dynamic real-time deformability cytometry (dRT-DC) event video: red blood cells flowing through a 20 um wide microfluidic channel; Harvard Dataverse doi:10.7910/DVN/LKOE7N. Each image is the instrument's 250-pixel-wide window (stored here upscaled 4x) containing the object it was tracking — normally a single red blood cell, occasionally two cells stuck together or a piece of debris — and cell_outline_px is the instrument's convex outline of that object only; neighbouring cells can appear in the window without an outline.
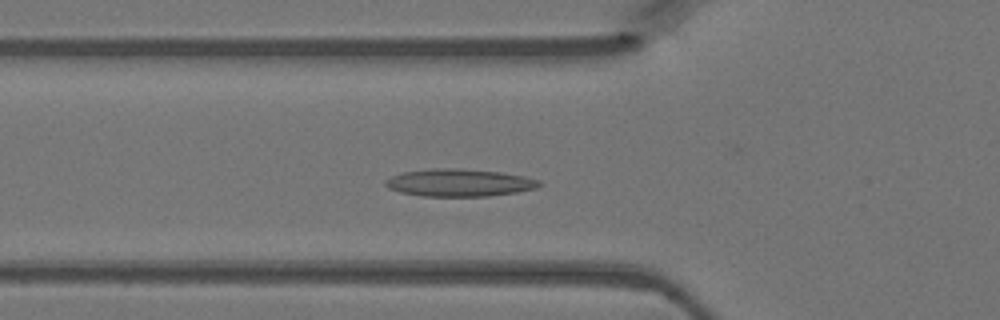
{"species": "Egyptian fruit bat (a non-hibernating species)", "species_latin": "Rousettus aegyptiacus", "temperature_condition": "warm", "stored_images_in_passage": 45, "camera_frame_rate_fps": 3000, "um_per_image_px": 0.085, "animal": {"sex": "female"}, "frame": {"image": 1, "passage_image": 14, "time_ms": 4.333, "image_size_px": [1000, 320], "cell_outline_px": [[544, 184], [536, 188], [516, 192], [488, 196], [420, 196], [400, 192], [388, 188], [384, 184], [384, 180], [392, 176], [404, 172], [432, 168], [460, 168], [500, 172], [524, 176], [540, 180]], "centroid_in_image_um": [39.04, 15.53], "position_along_channel_um": 86.8, "area_um2": 24.74}}
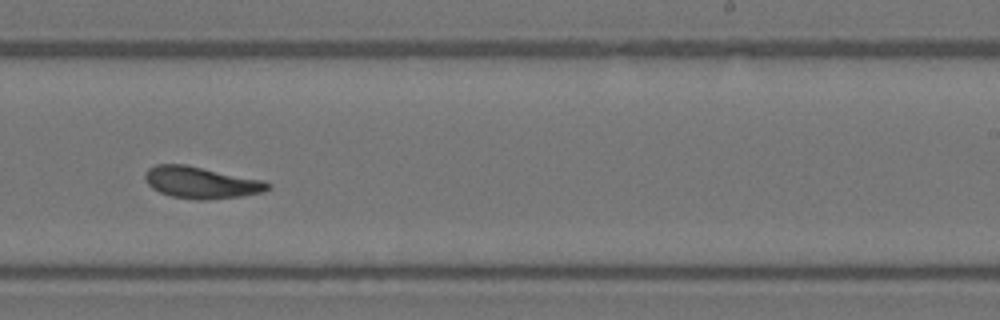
{"frame": {"image": 2, "passage_image": 27, "time_ms": 8.667, "image_size_px": [1000, 320], "cell_outline_px": [[272, 184], [264, 192], [240, 196], [204, 200], [196, 200], [172, 196], [160, 192], [152, 188], [144, 180], [144, 172], [148, 168], [156, 164], [184, 164], [264, 180]], "centroid_in_image_um": [17.07, 15.51], "position_along_channel_um": 271.9, "area_um2": 22.72}}
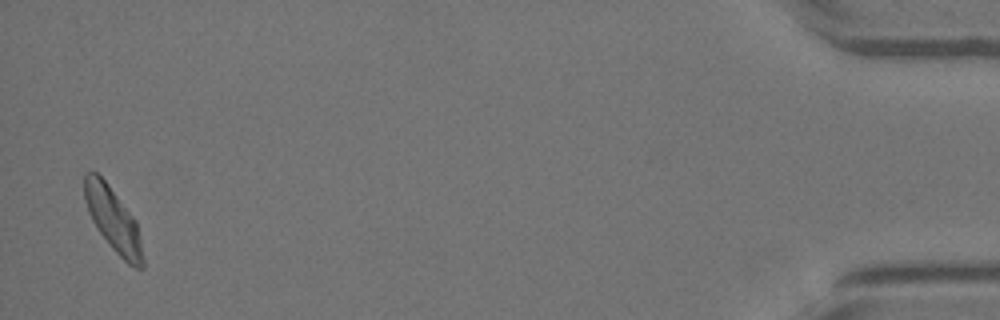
{"frame": {"image": 3, "passage_image": 44, "time_ms": 14.333, "image_size_px": [1000, 320], "cell_outline_px": [[144, 268], [132, 268], [112, 248], [96, 228], [88, 212], [84, 200], [84, 172], [96, 172], [108, 184], [136, 220], [144, 260]], "centroid_in_image_um": [9.61, 18.68], "position_along_channel_um": 425.6, "area_um2": 21.62}}